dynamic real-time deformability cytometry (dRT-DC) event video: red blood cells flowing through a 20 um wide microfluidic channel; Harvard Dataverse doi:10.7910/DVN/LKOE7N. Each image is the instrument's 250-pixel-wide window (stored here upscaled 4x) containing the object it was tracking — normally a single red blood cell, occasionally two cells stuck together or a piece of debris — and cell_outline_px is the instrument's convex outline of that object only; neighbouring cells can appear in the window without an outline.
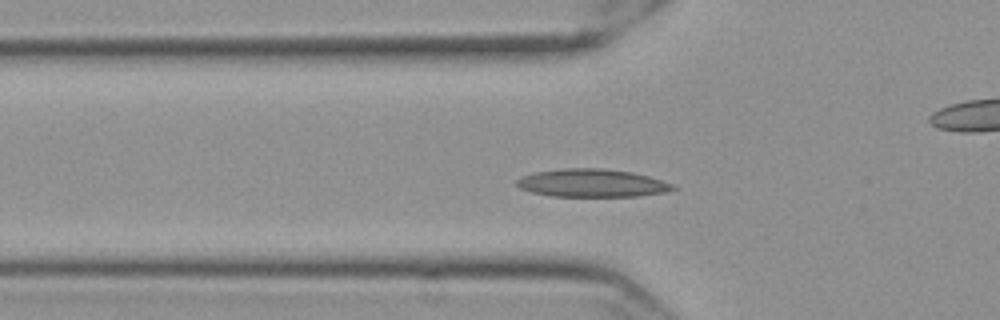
{"species": "Egyptian fruit bat (a non-hibernating species)", "species_latin": "Rousettus aegyptiacus", "temperature_condition": "cold", "stored_images_in_passage": 53, "camera_frame_rate_fps": 3000, "um_per_image_px": 0.085, "frame": {"image": 1, "passage_image": 14, "time_ms": 4.333, "image_size_px": [1000, 320], "cell_outline_px": [[680, 188], [664, 192], [636, 196], [552, 196], [532, 192], [520, 188], [516, 184], [516, 180], [520, 176], [536, 172], [560, 168], [600, 168], [632, 172], [648, 176], [672, 184]], "centroid_in_image_um": [50.3, 15.55], "position_along_channel_um": 75.5, "area_um2": 25.37}}
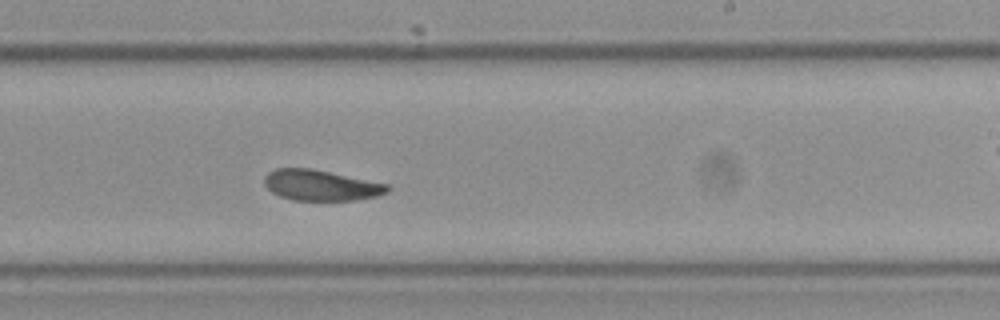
{"frame": {"image": 2, "passage_image": 30, "time_ms": 9.667, "image_size_px": [1000, 320], "cell_outline_px": [[392, 188], [376, 196], [352, 200], [292, 200], [280, 196], [272, 192], [264, 184], [264, 176], [268, 172], [276, 168], [312, 168], [388, 184]], "centroid_in_image_um": [27.23, 15.74], "position_along_channel_um": 261.8, "area_um2": 21.91}}
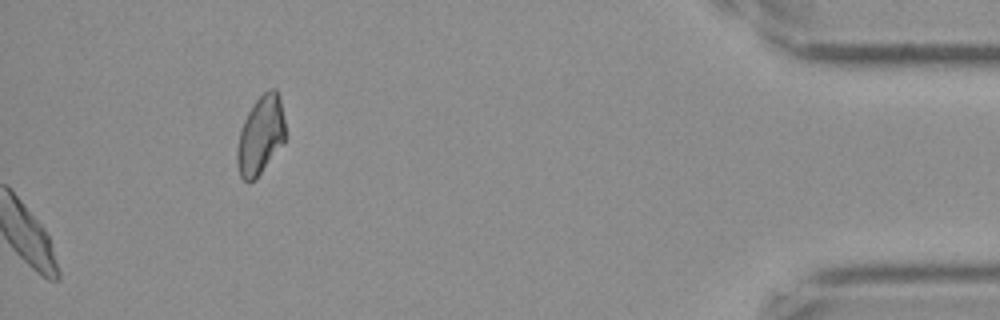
{"frame": {"image": 3, "passage_image": 53, "time_ms": 17.333, "image_size_px": [1000, 320], "cell_outline_px": [[284, 140], [256, 180], [248, 184], [240, 176], [236, 164], [236, 152], [240, 132], [244, 120], [248, 112], [256, 100], [264, 92], [272, 88], [276, 88], [280, 100], [284, 120]], "centroid_in_image_um": [22.11, 11.54], "position_along_channel_um": 413.1, "area_um2": 21.79}, "authors_computed_cell_mechanics": {"area_um2": 22.831, "velocity_mm_per_s": 3.4766, "shape_relaxation_time_tau1_ms": 5.6967, "shape_relaxation_time_tau2_ms": 1.884, "deformation_change_tau1": 0.14, "deformation_change_tau2": 0.0576}}